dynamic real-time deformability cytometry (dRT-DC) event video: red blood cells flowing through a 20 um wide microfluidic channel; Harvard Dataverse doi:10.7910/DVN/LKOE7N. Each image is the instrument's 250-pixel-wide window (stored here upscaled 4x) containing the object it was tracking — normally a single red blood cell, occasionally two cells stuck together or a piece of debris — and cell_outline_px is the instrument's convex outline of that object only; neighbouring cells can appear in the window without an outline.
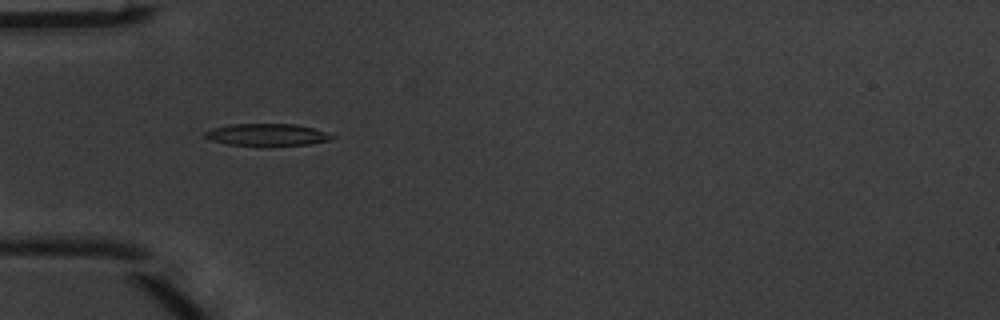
{"species": "common noctule bat (a hibernating species)", "species_latin": "Nyctalus noctula", "temperature_condition": "warm", "stored_images_in_passage": 3, "camera_frame_rate_fps": 3000, "um_per_image_px": 0.085, "animal": {"sex": "male", "body_mass_g": 20.1, "forearm_length_mm": 53.5}, "frame": {"image": 1, "passage_image": 2, "time_ms": 0.333, "image_size_px": [1000, 320], "cell_outline_px": [[336, 136], [332, 140], [308, 144], [268, 148], [228, 144], [212, 140], [204, 136], [204, 132], [212, 128], [232, 124], [296, 124], [312, 128]], "centroid_in_image_um": [22.71, 11.49], "position_along_channel_um": 62.3, "area_um2": 16.88}}